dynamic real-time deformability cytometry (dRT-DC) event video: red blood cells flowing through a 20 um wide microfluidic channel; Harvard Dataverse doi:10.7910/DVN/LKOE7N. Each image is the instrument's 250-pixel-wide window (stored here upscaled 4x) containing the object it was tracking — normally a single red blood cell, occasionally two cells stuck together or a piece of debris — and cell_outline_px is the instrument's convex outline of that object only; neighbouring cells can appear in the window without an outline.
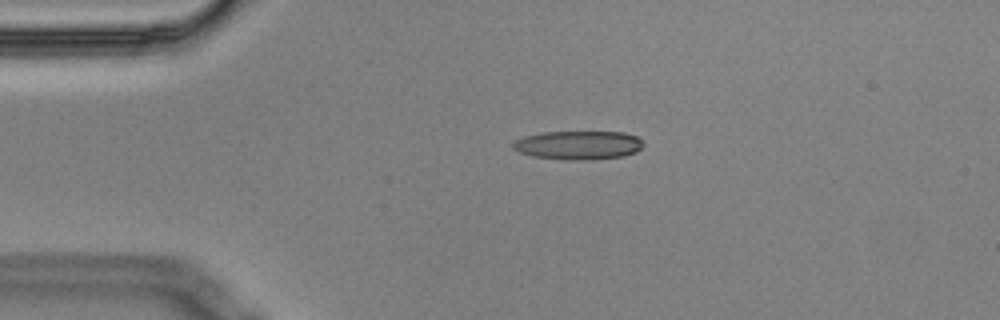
{"species": "Egyptian fruit bat (a non-hibernating species)", "species_latin": "Rousettus aegyptiacus", "temperature_condition": "cold", "stored_images_in_passage": 2, "camera_frame_rate_fps": 3000, "um_per_image_px": 0.085, "animal": {"sex": "male"}, "frame": {"image": 1, "passage_image": 1, "time_ms": 0.0, "image_size_px": [1000, 320], "cell_outline_px": [[644, 144], [636, 152], [624, 156], [592, 160], [568, 160], [532, 156], [520, 152], [512, 148], [512, 144], [516, 140], [524, 136], [544, 132], [624, 132], [636, 136]], "centroid_in_image_um": [49.16, 12.34], "position_along_channel_um": 35.8, "area_um2": 21.85}}